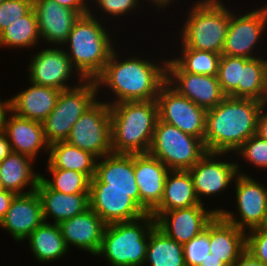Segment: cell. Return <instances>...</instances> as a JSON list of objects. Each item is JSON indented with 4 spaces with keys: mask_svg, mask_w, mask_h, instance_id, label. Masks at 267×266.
Here are the masks:
<instances>
[{
    "mask_svg": "<svg viewBox=\"0 0 267 266\" xmlns=\"http://www.w3.org/2000/svg\"><path fill=\"white\" fill-rule=\"evenodd\" d=\"M116 49L112 52L103 71L94 79L98 92L110 89L115 100L109 105L126 101H148L157 99L160 87L166 82V60L154 63L139 56L127 57L123 61ZM163 63V64H162ZM164 65V66H163ZM103 86V87H102Z\"/></svg>",
    "mask_w": 267,
    "mask_h": 266,
    "instance_id": "cell-1",
    "label": "cell"
},
{
    "mask_svg": "<svg viewBox=\"0 0 267 266\" xmlns=\"http://www.w3.org/2000/svg\"><path fill=\"white\" fill-rule=\"evenodd\" d=\"M265 103L226 96L206 112L204 146L207 152L235 151L256 134L259 112Z\"/></svg>",
    "mask_w": 267,
    "mask_h": 266,
    "instance_id": "cell-2",
    "label": "cell"
},
{
    "mask_svg": "<svg viewBox=\"0 0 267 266\" xmlns=\"http://www.w3.org/2000/svg\"><path fill=\"white\" fill-rule=\"evenodd\" d=\"M111 148L116 154H145L152 144L159 118L157 100L110 105Z\"/></svg>",
    "mask_w": 267,
    "mask_h": 266,
    "instance_id": "cell-3",
    "label": "cell"
},
{
    "mask_svg": "<svg viewBox=\"0 0 267 266\" xmlns=\"http://www.w3.org/2000/svg\"><path fill=\"white\" fill-rule=\"evenodd\" d=\"M93 14L89 9L88 14L79 16L62 46L68 44L67 56L84 79H95L115 50L110 33Z\"/></svg>",
    "mask_w": 267,
    "mask_h": 266,
    "instance_id": "cell-4",
    "label": "cell"
},
{
    "mask_svg": "<svg viewBox=\"0 0 267 266\" xmlns=\"http://www.w3.org/2000/svg\"><path fill=\"white\" fill-rule=\"evenodd\" d=\"M154 225L155 218L150 213L133 221L106 225L96 256L104 257L110 266H144L149 234Z\"/></svg>",
    "mask_w": 267,
    "mask_h": 266,
    "instance_id": "cell-5",
    "label": "cell"
},
{
    "mask_svg": "<svg viewBox=\"0 0 267 266\" xmlns=\"http://www.w3.org/2000/svg\"><path fill=\"white\" fill-rule=\"evenodd\" d=\"M193 7L180 29L182 46L222 53L229 26V10L220 0H200Z\"/></svg>",
    "mask_w": 267,
    "mask_h": 266,
    "instance_id": "cell-6",
    "label": "cell"
},
{
    "mask_svg": "<svg viewBox=\"0 0 267 266\" xmlns=\"http://www.w3.org/2000/svg\"><path fill=\"white\" fill-rule=\"evenodd\" d=\"M77 83L59 93L55 108L42 122L45 140L49 145L66 141L73 125L97 101L99 93L94 79L79 80Z\"/></svg>",
    "mask_w": 267,
    "mask_h": 266,
    "instance_id": "cell-7",
    "label": "cell"
},
{
    "mask_svg": "<svg viewBox=\"0 0 267 266\" xmlns=\"http://www.w3.org/2000/svg\"><path fill=\"white\" fill-rule=\"evenodd\" d=\"M148 153L170 170H189L207 151L200 138L186 134L158 118Z\"/></svg>",
    "mask_w": 267,
    "mask_h": 266,
    "instance_id": "cell-8",
    "label": "cell"
},
{
    "mask_svg": "<svg viewBox=\"0 0 267 266\" xmlns=\"http://www.w3.org/2000/svg\"><path fill=\"white\" fill-rule=\"evenodd\" d=\"M236 163L239 174L233 183H235L236 209L240 218L236 217L234 212L221 208L218 214L245 232L267 226V187L247 173L244 174L239 168V162Z\"/></svg>",
    "mask_w": 267,
    "mask_h": 266,
    "instance_id": "cell-9",
    "label": "cell"
},
{
    "mask_svg": "<svg viewBox=\"0 0 267 266\" xmlns=\"http://www.w3.org/2000/svg\"><path fill=\"white\" fill-rule=\"evenodd\" d=\"M66 142L93 154L97 159L113 153L110 105L97 100L73 125Z\"/></svg>",
    "mask_w": 267,
    "mask_h": 266,
    "instance_id": "cell-10",
    "label": "cell"
},
{
    "mask_svg": "<svg viewBox=\"0 0 267 266\" xmlns=\"http://www.w3.org/2000/svg\"><path fill=\"white\" fill-rule=\"evenodd\" d=\"M158 116L165 123L204 141L206 112L165 82L157 95Z\"/></svg>",
    "mask_w": 267,
    "mask_h": 266,
    "instance_id": "cell-11",
    "label": "cell"
},
{
    "mask_svg": "<svg viewBox=\"0 0 267 266\" xmlns=\"http://www.w3.org/2000/svg\"><path fill=\"white\" fill-rule=\"evenodd\" d=\"M267 28V5L247 12L245 15H235L229 11V26L221 55L259 57L254 52L258 41L262 39ZM256 56H255V55Z\"/></svg>",
    "mask_w": 267,
    "mask_h": 266,
    "instance_id": "cell-12",
    "label": "cell"
},
{
    "mask_svg": "<svg viewBox=\"0 0 267 266\" xmlns=\"http://www.w3.org/2000/svg\"><path fill=\"white\" fill-rule=\"evenodd\" d=\"M205 208L204 203L165 212H151L156 226L168 237L184 245L206 229L220 212L219 208Z\"/></svg>",
    "mask_w": 267,
    "mask_h": 266,
    "instance_id": "cell-13",
    "label": "cell"
},
{
    "mask_svg": "<svg viewBox=\"0 0 267 266\" xmlns=\"http://www.w3.org/2000/svg\"><path fill=\"white\" fill-rule=\"evenodd\" d=\"M166 82L206 110L214 108L226 97L217 76L184 72L171 58L166 62Z\"/></svg>",
    "mask_w": 267,
    "mask_h": 266,
    "instance_id": "cell-14",
    "label": "cell"
},
{
    "mask_svg": "<svg viewBox=\"0 0 267 266\" xmlns=\"http://www.w3.org/2000/svg\"><path fill=\"white\" fill-rule=\"evenodd\" d=\"M63 49H61V46L60 48L56 46L53 48L52 46V48L48 47L37 51L32 56L30 64H28L29 82L62 91L74 87L68 85L69 82H67L70 81L74 73L78 74L79 78L77 80H84L73 67L66 50Z\"/></svg>",
    "mask_w": 267,
    "mask_h": 266,
    "instance_id": "cell-15",
    "label": "cell"
},
{
    "mask_svg": "<svg viewBox=\"0 0 267 266\" xmlns=\"http://www.w3.org/2000/svg\"><path fill=\"white\" fill-rule=\"evenodd\" d=\"M226 156V153L207 152L188 171L192 177L195 194L203 203L201 197L213 196L226 191V188L235 181L238 173L237 163L231 161H220L219 156ZM215 157V158H214Z\"/></svg>",
    "mask_w": 267,
    "mask_h": 266,
    "instance_id": "cell-16",
    "label": "cell"
},
{
    "mask_svg": "<svg viewBox=\"0 0 267 266\" xmlns=\"http://www.w3.org/2000/svg\"><path fill=\"white\" fill-rule=\"evenodd\" d=\"M89 208L107 225L133 221L147 214L140 207L139 191L89 190Z\"/></svg>",
    "mask_w": 267,
    "mask_h": 266,
    "instance_id": "cell-17",
    "label": "cell"
},
{
    "mask_svg": "<svg viewBox=\"0 0 267 266\" xmlns=\"http://www.w3.org/2000/svg\"><path fill=\"white\" fill-rule=\"evenodd\" d=\"M99 159L89 190L139 191L135 180L134 154L111 153Z\"/></svg>",
    "mask_w": 267,
    "mask_h": 266,
    "instance_id": "cell-18",
    "label": "cell"
},
{
    "mask_svg": "<svg viewBox=\"0 0 267 266\" xmlns=\"http://www.w3.org/2000/svg\"><path fill=\"white\" fill-rule=\"evenodd\" d=\"M135 180L140 207L151 213L161 202L166 176L170 169L149 153L134 154Z\"/></svg>",
    "mask_w": 267,
    "mask_h": 266,
    "instance_id": "cell-19",
    "label": "cell"
},
{
    "mask_svg": "<svg viewBox=\"0 0 267 266\" xmlns=\"http://www.w3.org/2000/svg\"><path fill=\"white\" fill-rule=\"evenodd\" d=\"M43 222L42 205L35 190L31 193L15 195L0 227L11 234L16 242H20Z\"/></svg>",
    "mask_w": 267,
    "mask_h": 266,
    "instance_id": "cell-20",
    "label": "cell"
},
{
    "mask_svg": "<svg viewBox=\"0 0 267 266\" xmlns=\"http://www.w3.org/2000/svg\"><path fill=\"white\" fill-rule=\"evenodd\" d=\"M66 246L97 255L102 244L106 223L91 208L59 224Z\"/></svg>",
    "mask_w": 267,
    "mask_h": 266,
    "instance_id": "cell-21",
    "label": "cell"
},
{
    "mask_svg": "<svg viewBox=\"0 0 267 266\" xmlns=\"http://www.w3.org/2000/svg\"><path fill=\"white\" fill-rule=\"evenodd\" d=\"M33 8L42 42L63 46L80 15L52 0H33Z\"/></svg>",
    "mask_w": 267,
    "mask_h": 266,
    "instance_id": "cell-22",
    "label": "cell"
},
{
    "mask_svg": "<svg viewBox=\"0 0 267 266\" xmlns=\"http://www.w3.org/2000/svg\"><path fill=\"white\" fill-rule=\"evenodd\" d=\"M8 115L3 131L12 152L27 155L34 160L42 149L49 153V144L45 140L41 122L17 116L12 111Z\"/></svg>",
    "mask_w": 267,
    "mask_h": 266,
    "instance_id": "cell-23",
    "label": "cell"
},
{
    "mask_svg": "<svg viewBox=\"0 0 267 266\" xmlns=\"http://www.w3.org/2000/svg\"><path fill=\"white\" fill-rule=\"evenodd\" d=\"M36 192L40 197L44 222L50 216L54 224H59L89 209V193H61L51 189L41 178Z\"/></svg>",
    "mask_w": 267,
    "mask_h": 266,
    "instance_id": "cell-24",
    "label": "cell"
},
{
    "mask_svg": "<svg viewBox=\"0 0 267 266\" xmlns=\"http://www.w3.org/2000/svg\"><path fill=\"white\" fill-rule=\"evenodd\" d=\"M246 250V232L219 214L210 222V253L232 266Z\"/></svg>",
    "mask_w": 267,
    "mask_h": 266,
    "instance_id": "cell-25",
    "label": "cell"
},
{
    "mask_svg": "<svg viewBox=\"0 0 267 266\" xmlns=\"http://www.w3.org/2000/svg\"><path fill=\"white\" fill-rule=\"evenodd\" d=\"M30 85L10 98L11 111L17 116L42 123L55 108L61 90L33 82Z\"/></svg>",
    "mask_w": 267,
    "mask_h": 266,
    "instance_id": "cell-26",
    "label": "cell"
},
{
    "mask_svg": "<svg viewBox=\"0 0 267 266\" xmlns=\"http://www.w3.org/2000/svg\"><path fill=\"white\" fill-rule=\"evenodd\" d=\"M31 157L11 152L0 162V181L4 190L15 194H27L36 190L41 174L34 172ZM30 186L28 191L26 187ZM24 190V191H23Z\"/></svg>",
    "mask_w": 267,
    "mask_h": 266,
    "instance_id": "cell-27",
    "label": "cell"
},
{
    "mask_svg": "<svg viewBox=\"0 0 267 266\" xmlns=\"http://www.w3.org/2000/svg\"><path fill=\"white\" fill-rule=\"evenodd\" d=\"M188 170H170L160 204L152 212H165L200 205Z\"/></svg>",
    "mask_w": 267,
    "mask_h": 266,
    "instance_id": "cell-28",
    "label": "cell"
},
{
    "mask_svg": "<svg viewBox=\"0 0 267 266\" xmlns=\"http://www.w3.org/2000/svg\"><path fill=\"white\" fill-rule=\"evenodd\" d=\"M32 254L47 263L64 257L68 252L58 224L43 222L27 238Z\"/></svg>",
    "mask_w": 267,
    "mask_h": 266,
    "instance_id": "cell-29",
    "label": "cell"
},
{
    "mask_svg": "<svg viewBox=\"0 0 267 266\" xmlns=\"http://www.w3.org/2000/svg\"><path fill=\"white\" fill-rule=\"evenodd\" d=\"M234 98L255 99L267 103V59L261 56L243 57L241 83L229 95Z\"/></svg>",
    "mask_w": 267,
    "mask_h": 266,
    "instance_id": "cell-30",
    "label": "cell"
},
{
    "mask_svg": "<svg viewBox=\"0 0 267 266\" xmlns=\"http://www.w3.org/2000/svg\"><path fill=\"white\" fill-rule=\"evenodd\" d=\"M48 162L54 168L82 172L92 179L97 158L66 141H59L49 145Z\"/></svg>",
    "mask_w": 267,
    "mask_h": 266,
    "instance_id": "cell-31",
    "label": "cell"
},
{
    "mask_svg": "<svg viewBox=\"0 0 267 266\" xmlns=\"http://www.w3.org/2000/svg\"><path fill=\"white\" fill-rule=\"evenodd\" d=\"M186 266L183 245L168 237L156 224L150 231L144 265Z\"/></svg>",
    "mask_w": 267,
    "mask_h": 266,
    "instance_id": "cell-32",
    "label": "cell"
},
{
    "mask_svg": "<svg viewBox=\"0 0 267 266\" xmlns=\"http://www.w3.org/2000/svg\"><path fill=\"white\" fill-rule=\"evenodd\" d=\"M37 16L34 8L26 15L20 17V20L6 27L0 33V46L15 49L30 48L37 46L40 39Z\"/></svg>",
    "mask_w": 267,
    "mask_h": 266,
    "instance_id": "cell-33",
    "label": "cell"
},
{
    "mask_svg": "<svg viewBox=\"0 0 267 266\" xmlns=\"http://www.w3.org/2000/svg\"><path fill=\"white\" fill-rule=\"evenodd\" d=\"M178 58L172 60L184 71L191 74L217 76L221 54L201 51L182 46Z\"/></svg>",
    "mask_w": 267,
    "mask_h": 266,
    "instance_id": "cell-34",
    "label": "cell"
},
{
    "mask_svg": "<svg viewBox=\"0 0 267 266\" xmlns=\"http://www.w3.org/2000/svg\"><path fill=\"white\" fill-rule=\"evenodd\" d=\"M47 170L52 175L48 179L41 175V179L53 190L66 194L89 193L91 179L82 172L54 168L49 162Z\"/></svg>",
    "mask_w": 267,
    "mask_h": 266,
    "instance_id": "cell-35",
    "label": "cell"
},
{
    "mask_svg": "<svg viewBox=\"0 0 267 266\" xmlns=\"http://www.w3.org/2000/svg\"><path fill=\"white\" fill-rule=\"evenodd\" d=\"M243 57L221 55L217 78L226 96H229L241 83Z\"/></svg>",
    "mask_w": 267,
    "mask_h": 266,
    "instance_id": "cell-36",
    "label": "cell"
},
{
    "mask_svg": "<svg viewBox=\"0 0 267 266\" xmlns=\"http://www.w3.org/2000/svg\"><path fill=\"white\" fill-rule=\"evenodd\" d=\"M235 152L240 155L238 157H243L242 159L248 161L253 167L267 169V140L257 134L252 135Z\"/></svg>",
    "mask_w": 267,
    "mask_h": 266,
    "instance_id": "cell-37",
    "label": "cell"
},
{
    "mask_svg": "<svg viewBox=\"0 0 267 266\" xmlns=\"http://www.w3.org/2000/svg\"><path fill=\"white\" fill-rule=\"evenodd\" d=\"M210 254V223L197 236L183 245L186 266H199Z\"/></svg>",
    "mask_w": 267,
    "mask_h": 266,
    "instance_id": "cell-38",
    "label": "cell"
},
{
    "mask_svg": "<svg viewBox=\"0 0 267 266\" xmlns=\"http://www.w3.org/2000/svg\"><path fill=\"white\" fill-rule=\"evenodd\" d=\"M33 8V0H3L0 4V33Z\"/></svg>",
    "mask_w": 267,
    "mask_h": 266,
    "instance_id": "cell-39",
    "label": "cell"
},
{
    "mask_svg": "<svg viewBox=\"0 0 267 266\" xmlns=\"http://www.w3.org/2000/svg\"><path fill=\"white\" fill-rule=\"evenodd\" d=\"M246 250L267 266V226L246 232Z\"/></svg>",
    "mask_w": 267,
    "mask_h": 266,
    "instance_id": "cell-40",
    "label": "cell"
},
{
    "mask_svg": "<svg viewBox=\"0 0 267 266\" xmlns=\"http://www.w3.org/2000/svg\"><path fill=\"white\" fill-rule=\"evenodd\" d=\"M95 2L98 8L111 17L126 16L131 11H135V8L140 5L139 0H91Z\"/></svg>",
    "mask_w": 267,
    "mask_h": 266,
    "instance_id": "cell-41",
    "label": "cell"
},
{
    "mask_svg": "<svg viewBox=\"0 0 267 266\" xmlns=\"http://www.w3.org/2000/svg\"><path fill=\"white\" fill-rule=\"evenodd\" d=\"M58 3L60 6L67 7L76 11L80 16L89 13V7L93 8L90 4H87L89 0H52ZM89 5V6H88Z\"/></svg>",
    "mask_w": 267,
    "mask_h": 266,
    "instance_id": "cell-42",
    "label": "cell"
},
{
    "mask_svg": "<svg viewBox=\"0 0 267 266\" xmlns=\"http://www.w3.org/2000/svg\"><path fill=\"white\" fill-rule=\"evenodd\" d=\"M266 108L267 103L263 105L259 112L256 128V134L265 140H267V110H265Z\"/></svg>",
    "mask_w": 267,
    "mask_h": 266,
    "instance_id": "cell-43",
    "label": "cell"
},
{
    "mask_svg": "<svg viewBox=\"0 0 267 266\" xmlns=\"http://www.w3.org/2000/svg\"><path fill=\"white\" fill-rule=\"evenodd\" d=\"M15 193L8 191V190H1L0 191V223L3 220L5 214L7 213L11 201L15 197Z\"/></svg>",
    "mask_w": 267,
    "mask_h": 266,
    "instance_id": "cell-44",
    "label": "cell"
},
{
    "mask_svg": "<svg viewBox=\"0 0 267 266\" xmlns=\"http://www.w3.org/2000/svg\"><path fill=\"white\" fill-rule=\"evenodd\" d=\"M232 266H266L245 250Z\"/></svg>",
    "mask_w": 267,
    "mask_h": 266,
    "instance_id": "cell-45",
    "label": "cell"
},
{
    "mask_svg": "<svg viewBox=\"0 0 267 266\" xmlns=\"http://www.w3.org/2000/svg\"><path fill=\"white\" fill-rule=\"evenodd\" d=\"M12 152L11 146L7 137L3 131L0 129V162L3 161Z\"/></svg>",
    "mask_w": 267,
    "mask_h": 266,
    "instance_id": "cell-46",
    "label": "cell"
},
{
    "mask_svg": "<svg viewBox=\"0 0 267 266\" xmlns=\"http://www.w3.org/2000/svg\"><path fill=\"white\" fill-rule=\"evenodd\" d=\"M11 111V99L5 101L0 100V129H3L7 113Z\"/></svg>",
    "mask_w": 267,
    "mask_h": 266,
    "instance_id": "cell-47",
    "label": "cell"
},
{
    "mask_svg": "<svg viewBox=\"0 0 267 266\" xmlns=\"http://www.w3.org/2000/svg\"><path fill=\"white\" fill-rule=\"evenodd\" d=\"M199 266H226L220 259L214 257V255L207 254L204 261L200 263Z\"/></svg>",
    "mask_w": 267,
    "mask_h": 266,
    "instance_id": "cell-48",
    "label": "cell"
},
{
    "mask_svg": "<svg viewBox=\"0 0 267 266\" xmlns=\"http://www.w3.org/2000/svg\"><path fill=\"white\" fill-rule=\"evenodd\" d=\"M148 1H152L151 3H153V5L156 7L155 8H159L160 9H166L169 4H171V2H174V0H148Z\"/></svg>",
    "mask_w": 267,
    "mask_h": 266,
    "instance_id": "cell-49",
    "label": "cell"
},
{
    "mask_svg": "<svg viewBox=\"0 0 267 266\" xmlns=\"http://www.w3.org/2000/svg\"><path fill=\"white\" fill-rule=\"evenodd\" d=\"M3 190V187H2V184H1V181H0V191Z\"/></svg>",
    "mask_w": 267,
    "mask_h": 266,
    "instance_id": "cell-50",
    "label": "cell"
}]
</instances>
